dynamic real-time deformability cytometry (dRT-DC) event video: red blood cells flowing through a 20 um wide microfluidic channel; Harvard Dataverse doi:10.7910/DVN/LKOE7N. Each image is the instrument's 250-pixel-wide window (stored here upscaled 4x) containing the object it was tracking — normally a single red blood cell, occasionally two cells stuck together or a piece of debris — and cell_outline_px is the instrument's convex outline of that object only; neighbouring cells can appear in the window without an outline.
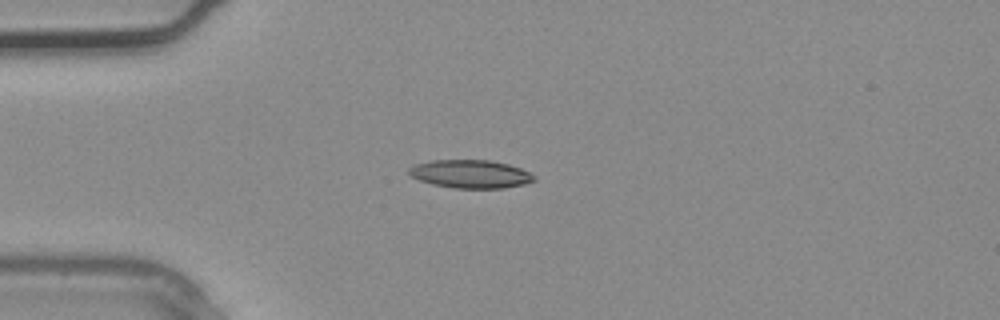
{"species": "common noctule bat (a hibernating species)", "species_latin": "Nyctalus noctula", "temperature_condition": "warm", "stored_images_in_passage": 3, "camera_frame_rate_fps": 3000, "um_per_image_px": 0.085, "animal": {"sex": "male", "body_mass_g": 20.4}, "frame": {"image": 1, "passage_image": 3, "time_ms": 0.667, "image_size_px": [1000, 320], "cell_outline_px": [[536, 180], [524, 184], [504, 188], [452, 188], [432, 184], [420, 180], [412, 176], [408, 172], [408, 168], [416, 164], [432, 160], [488, 160], [508, 164], [520, 168], [536, 176]], "centroid_in_image_um": [40.0, 14.79], "position_along_channel_um": 45.0, "area_um2": 20.52}}